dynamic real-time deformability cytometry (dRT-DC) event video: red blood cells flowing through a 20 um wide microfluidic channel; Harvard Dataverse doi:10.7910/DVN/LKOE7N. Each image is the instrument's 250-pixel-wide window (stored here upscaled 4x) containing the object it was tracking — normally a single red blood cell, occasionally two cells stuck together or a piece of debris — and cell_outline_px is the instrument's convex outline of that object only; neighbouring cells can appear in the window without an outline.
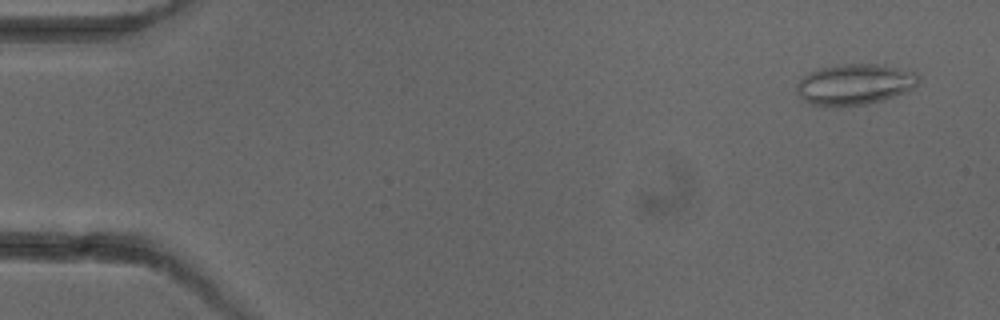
{"species": "common noctule bat (a hibernating species)", "species_latin": "Nyctalus noctula", "temperature_condition": "cold", "stored_images_in_passage": 4, "camera_frame_rate_fps": 3000, "um_per_image_px": 0.085, "animal": {"sex": "female"}, "frame": {"image": 1, "passage_image": 1, "time_ms": 0.0, "image_size_px": [1000, 320], "cell_outline_px": [[920, 80], [908, 92], [868, 104], [812, 104], [804, 100], [796, 92], [796, 84], [804, 76], [820, 68], [844, 64], [884, 64], [916, 72], [920, 76]], "centroid_in_image_um": [72.72, 7.14], "position_along_channel_um": 12.3, "area_um2": 28.55}}